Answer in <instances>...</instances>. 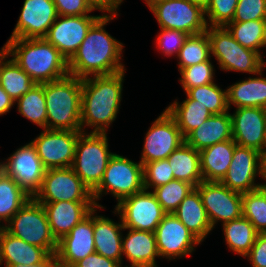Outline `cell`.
Instances as JSON below:
<instances>
[{"label":"cell","instance_id":"51","mask_svg":"<svg viewBox=\"0 0 266 267\" xmlns=\"http://www.w3.org/2000/svg\"><path fill=\"white\" fill-rule=\"evenodd\" d=\"M5 267H59L56 254L49 255L43 262L34 265H5Z\"/></svg>","mask_w":266,"mask_h":267},{"label":"cell","instance_id":"16","mask_svg":"<svg viewBox=\"0 0 266 267\" xmlns=\"http://www.w3.org/2000/svg\"><path fill=\"white\" fill-rule=\"evenodd\" d=\"M101 16L102 15H58L44 38L57 48L61 55L69 61L80 47V44L85 39L91 26Z\"/></svg>","mask_w":266,"mask_h":267},{"label":"cell","instance_id":"22","mask_svg":"<svg viewBox=\"0 0 266 267\" xmlns=\"http://www.w3.org/2000/svg\"><path fill=\"white\" fill-rule=\"evenodd\" d=\"M41 204L46 211L51 232L57 241L67 235L96 207L94 201H58Z\"/></svg>","mask_w":266,"mask_h":267},{"label":"cell","instance_id":"42","mask_svg":"<svg viewBox=\"0 0 266 267\" xmlns=\"http://www.w3.org/2000/svg\"><path fill=\"white\" fill-rule=\"evenodd\" d=\"M167 159L156 160L143 165L144 189L157 188L174 179Z\"/></svg>","mask_w":266,"mask_h":267},{"label":"cell","instance_id":"48","mask_svg":"<svg viewBox=\"0 0 266 267\" xmlns=\"http://www.w3.org/2000/svg\"><path fill=\"white\" fill-rule=\"evenodd\" d=\"M72 267H122V265L95 252L79 260Z\"/></svg>","mask_w":266,"mask_h":267},{"label":"cell","instance_id":"19","mask_svg":"<svg viewBox=\"0 0 266 267\" xmlns=\"http://www.w3.org/2000/svg\"><path fill=\"white\" fill-rule=\"evenodd\" d=\"M232 139L266 156V108H236L231 114Z\"/></svg>","mask_w":266,"mask_h":267},{"label":"cell","instance_id":"13","mask_svg":"<svg viewBox=\"0 0 266 267\" xmlns=\"http://www.w3.org/2000/svg\"><path fill=\"white\" fill-rule=\"evenodd\" d=\"M43 130L31 141L43 166L46 169L71 167L82 131Z\"/></svg>","mask_w":266,"mask_h":267},{"label":"cell","instance_id":"15","mask_svg":"<svg viewBox=\"0 0 266 267\" xmlns=\"http://www.w3.org/2000/svg\"><path fill=\"white\" fill-rule=\"evenodd\" d=\"M195 188L201 195L212 228L218 221L226 223L243 216L241 193L216 181H202Z\"/></svg>","mask_w":266,"mask_h":267},{"label":"cell","instance_id":"2","mask_svg":"<svg viewBox=\"0 0 266 267\" xmlns=\"http://www.w3.org/2000/svg\"><path fill=\"white\" fill-rule=\"evenodd\" d=\"M125 70L82 79L81 130L93 127L91 133H106L119 113Z\"/></svg>","mask_w":266,"mask_h":267},{"label":"cell","instance_id":"7","mask_svg":"<svg viewBox=\"0 0 266 267\" xmlns=\"http://www.w3.org/2000/svg\"><path fill=\"white\" fill-rule=\"evenodd\" d=\"M210 50L222 70L257 75L266 63L258 52L243 47L223 27H207Z\"/></svg>","mask_w":266,"mask_h":267},{"label":"cell","instance_id":"12","mask_svg":"<svg viewBox=\"0 0 266 267\" xmlns=\"http://www.w3.org/2000/svg\"><path fill=\"white\" fill-rule=\"evenodd\" d=\"M6 162H0V169L31 197L39 192L46 168L43 166L32 142L18 148Z\"/></svg>","mask_w":266,"mask_h":267},{"label":"cell","instance_id":"43","mask_svg":"<svg viewBox=\"0 0 266 267\" xmlns=\"http://www.w3.org/2000/svg\"><path fill=\"white\" fill-rule=\"evenodd\" d=\"M238 0H211L205 11L208 27H223L233 20Z\"/></svg>","mask_w":266,"mask_h":267},{"label":"cell","instance_id":"5","mask_svg":"<svg viewBox=\"0 0 266 267\" xmlns=\"http://www.w3.org/2000/svg\"><path fill=\"white\" fill-rule=\"evenodd\" d=\"M106 133H81L76 144L72 170L93 192L101 183L109 159L115 154L109 152Z\"/></svg>","mask_w":266,"mask_h":267},{"label":"cell","instance_id":"10","mask_svg":"<svg viewBox=\"0 0 266 267\" xmlns=\"http://www.w3.org/2000/svg\"><path fill=\"white\" fill-rule=\"evenodd\" d=\"M34 199L39 203L94 201L91 190L71 167L46 169L42 186Z\"/></svg>","mask_w":266,"mask_h":267},{"label":"cell","instance_id":"44","mask_svg":"<svg viewBox=\"0 0 266 267\" xmlns=\"http://www.w3.org/2000/svg\"><path fill=\"white\" fill-rule=\"evenodd\" d=\"M266 18V0H238L231 22L264 20Z\"/></svg>","mask_w":266,"mask_h":267},{"label":"cell","instance_id":"39","mask_svg":"<svg viewBox=\"0 0 266 267\" xmlns=\"http://www.w3.org/2000/svg\"><path fill=\"white\" fill-rule=\"evenodd\" d=\"M232 37L243 47L258 52L261 56L263 20H249L246 22H229L224 26Z\"/></svg>","mask_w":266,"mask_h":267},{"label":"cell","instance_id":"18","mask_svg":"<svg viewBox=\"0 0 266 267\" xmlns=\"http://www.w3.org/2000/svg\"><path fill=\"white\" fill-rule=\"evenodd\" d=\"M263 157L257 150L236 145L229 169L220 182L241 194L258 189L260 184L255 179L261 176Z\"/></svg>","mask_w":266,"mask_h":267},{"label":"cell","instance_id":"32","mask_svg":"<svg viewBox=\"0 0 266 267\" xmlns=\"http://www.w3.org/2000/svg\"><path fill=\"white\" fill-rule=\"evenodd\" d=\"M166 110L175 119L184 138L212 115L205 106L196 103L188 95L181 104L176 100Z\"/></svg>","mask_w":266,"mask_h":267},{"label":"cell","instance_id":"21","mask_svg":"<svg viewBox=\"0 0 266 267\" xmlns=\"http://www.w3.org/2000/svg\"><path fill=\"white\" fill-rule=\"evenodd\" d=\"M93 209L72 230L58 241L56 257L59 267H72L95 253Z\"/></svg>","mask_w":266,"mask_h":267},{"label":"cell","instance_id":"37","mask_svg":"<svg viewBox=\"0 0 266 267\" xmlns=\"http://www.w3.org/2000/svg\"><path fill=\"white\" fill-rule=\"evenodd\" d=\"M192 100L206 107L213 114L228 112L227 90H222L217 84L206 85L188 89L186 92Z\"/></svg>","mask_w":266,"mask_h":267},{"label":"cell","instance_id":"11","mask_svg":"<svg viewBox=\"0 0 266 267\" xmlns=\"http://www.w3.org/2000/svg\"><path fill=\"white\" fill-rule=\"evenodd\" d=\"M160 28L174 29L188 35L207 30L205 11L189 0H164L150 8Z\"/></svg>","mask_w":266,"mask_h":267},{"label":"cell","instance_id":"36","mask_svg":"<svg viewBox=\"0 0 266 267\" xmlns=\"http://www.w3.org/2000/svg\"><path fill=\"white\" fill-rule=\"evenodd\" d=\"M179 71L191 65L207 61L211 57L210 39L206 31L188 35L177 55Z\"/></svg>","mask_w":266,"mask_h":267},{"label":"cell","instance_id":"45","mask_svg":"<svg viewBox=\"0 0 266 267\" xmlns=\"http://www.w3.org/2000/svg\"><path fill=\"white\" fill-rule=\"evenodd\" d=\"M187 37L188 34L184 32L161 28L155 43L165 56L178 55Z\"/></svg>","mask_w":266,"mask_h":267},{"label":"cell","instance_id":"40","mask_svg":"<svg viewBox=\"0 0 266 267\" xmlns=\"http://www.w3.org/2000/svg\"><path fill=\"white\" fill-rule=\"evenodd\" d=\"M195 187L185 181L173 179L165 185L154 188L152 193L161 204L163 211L174 213L179 204Z\"/></svg>","mask_w":266,"mask_h":267},{"label":"cell","instance_id":"25","mask_svg":"<svg viewBox=\"0 0 266 267\" xmlns=\"http://www.w3.org/2000/svg\"><path fill=\"white\" fill-rule=\"evenodd\" d=\"M232 139L231 113L211 115L200 127L185 137V142L201 151L211 145Z\"/></svg>","mask_w":266,"mask_h":267},{"label":"cell","instance_id":"46","mask_svg":"<svg viewBox=\"0 0 266 267\" xmlns=\"http://www.w3.org/2000/svg\"><path fill=\"white\" fill-rule=\"evenodd\" d=\"M58 15L82 16L92 13L94 9L86 0H53Z\"/></svg>","mask_w":266,"mask_h":267},{"label":"cell","instance_id":"53","mask_svg":"<svg viewBox=\"0 0 266 267\" xmlns=\"http://www.w3.org/2000/svg\"><path fill=\"white\" fill-rule=\"evenodd\" d=\"M261 177L266 180V156L262 159ZM260 186L266 189V183L260 184Z\"/></svg>","mask_w":266,"mask_h":267},{"label":"cell","instance_id":"52","mask_svg":"<svg viewBox=\"0 0 266 267\" xmlns=\"http://www.w3.org/2000/svg\"><path fill=\"white\" fill-rule=\"evenodd\" d=\"M189 1L192 2L194 5L200 7L204 11H206L211 2V0H189Z\"/></svg>","mask_w":266,"mask_h":267},{"label":"cell","instance_id":"55","mask_svg":"<svg viewBox=\"0 0 266 267\" xmlns=\"http://www.w3.org/2000/svg\"><path fill=\"white\" fill-rule=\"evenodd\" d=\"M164 0H145L147 6L149 7V9L151 7H153L155 4L159 3V2H162Z\"/></svg>","mask_w":266,"mask_h":267},{"label":"cell","instance_id":"35","mask_svg":"<svg viewBox=\"0 0 266 267\" xmlns=\"http://www.w3.org/2000/svg\"><path fill=\"white\" fill-rule=\"evenodd\" d=\"M17 110L25 118L39 127L47 129V107L43 83L34 87L17 101Z\"/></svg>","mask_w":266,"mask_h":267},{"label":"cell","instance_id":"3","mask_svg":"<svg viewBox=\"0 0 266 267\" xmlns=\"http://www.w3.org/2000/svg\"><path fill=\"white\" fill-rule=\"evenodd\" d=\"M7 54L36 84L69 75L68 61L45 38H15L7 41Z\"/></svg>","mask_w":266,"mask_h":267},{"label":"cell","instance_id":"6","mask_svg":"<svg viewBox=\"0 0 266 267\" xmlns=\"http://www.w3.org/2000/svg\"><path fill=\"white\" fill-rule=\"evenodd\" d=\"M4 229L25 242L56 254L58 241L53 236L46 211L41 203L30 198L7 222Z\"/></svg>","mask_w":266,"mask_h":267},{"label":"cell","instance_id":"27","mask_svg":"<svg viewBox=\"0 0 266 267\" xmlns=\"http://www.w3.org/2000/svg\"><path fill=\"white\" fill-rule=\"evenodd\" d=\"M174 215L201 242L213 230L199 191L194 188L179 204Z\"/></svg>","mask_w":266,"mask_h":267},{"label":"cell","instance_id":"31","mask_svg":"<svg viewBox=\"0 0 266 267\" xmlns=\"http://www.w3.org/2000/svg\"><path fill=\"white\" fill-rule=\"evenodd\" d=\"M174 179L182 180L196 187L203 181L200 152L184 142L167 157Z\"/></svg>","mask_w":266,"mask_h":267},{"label":"cell","instance_id":"28","mask_svg":"<svg viewBox=\"0 0 266 267\" xmlns=\"http://www.w3.org/2000/svg\"><path fill=\"white\" fill-rule=\"evenodd\" d=\"M237 144L233 139L216 143L200 151L201 173L203 181L220 182L232 162Z\"/></svg>","mask_w":266,"mask_h":267},{"label":"cell","instance_id":"8","mask_svg":"<svg viewBox=\"0 0 266 267\" xmlns=\"http://www.w3.org/2000/svg\"><path fill=\"white\" fill-rule=\"evenodd\" d=\"M144 189L143 164L114 154L108 161L103 179L92 192L94 203L104 209L97 201L101 195L111 192L119 203L123 198L138 193Z\"/></svg>","mask_w":266,"mask_h":267},{"label":"cell","instance_id":"33","mask_svg":"<svg viewBox=\"0 0 266 267\" xmlns=\"http://www.w3.org/2000/svg\"><path fill=\"white\" fill-rule=\"evenodd\" d=\"M226 244L236 254L245 257L255 243L258 232L245 217L222 224Z\"/></svg>","mask_w":266,"mask_h":267},{"label":"cell","instance_id":"41","mask_svg":"<svg viewBox=\"0 0 266 267\" xmlns=\"http://www.w3.org/2000/svg\"><path fill=\"white\" fill-rule=\"evenodd\" d=\"M211 57L202 63L182 68L180 83L186 92L190 88L206 85L214 82V65L210 62Z\"/></svg>","mask_w":266,"mask_h":267},{"label":"cell","instance_id":"47","mask_svg":"<svg viewBox=\"0 0 266 267\" xmlns=\"http://www.w3.org/2000/svg\"><path fill=\"white\" fill-rule=\"evenodd\" d=\"M248 257L253 267H266V233H258Z\"/></svg>","mask_w":266,"mask_h":267},{"label":"cell","instance_id":"38","mask_svg":"<svg viewBox=\"0 0 266 267\" xmlns=\"http://www.w3.org/2000/svg\"><path fill=\"white\" fill-rule=\"evenodd\" d=\"M242 212L258 233H266V189L259 186L242 194Z\"/></svg>","mask_w":266,"mask_h":267},{"label":"cell","instance_id":"4","mask_svg":"<svg viewBox=\"0 0 266 267\" xmlns=\"http://www.w3.org/2000/svg\"><path fill=\"white\" fill-rule=\"evenodd\" d=\"M48 130H81L82 79L68 75L43 83Z\"/></svg>","mask_w":266,"mask_h":267},{"label":"cell","instance_id":"14","mask_svg":"<svg viewBox=\"0 0 266 267\" xmlns=\"http://www.w3.org/2000/svg\"><path fill=\"white\" fill-rule=\"evenodd\" d=\"M140 162L146 163L167 159L172 152L185 142L175 119L164 112L152 123L144 139Z\"/></svg>","mask_w":266,"mask_h":267},{"label":"cell","instance_id":"29","mask_svg":"<svg viewBox=\"0 0 266 267\" xmlns=\"http://www.w3.org/2000/svg\"><path fill=\"white\" fill-rule=\"evenodd\" d=\"M262 71L263 69L257 73L260 77H249L226 89L229 110L231 104L235 105L236 108H266V77H262Z\"/></svg>","mask_w":266,"mask_h":267},{"label":"cell","instance_id":"54","mask_svg":"<svg viewBox=\"0 0 266 267\" xmlns=\"http://www.w3.org/2000/svg\"><path fill=\"white\" fill-rule=\"evenodd\" d=\"M262 47H266V18L263 20Z\"/></svg>","mask_w":266,"mask_h":267},{"label":"cell","instance_id":"24","mask_svg":"<svg viewBox=\"0 0 266 267\" xmlns=\"http://www.w3.org/2000/svg\"><path fill=\"white\" fill-rule=\"evenodd\" d=\"M122 238V255L131 263L130 267H158L155 258L160 257L154 232L128 229Z\"/></svg>","mask_w":266,"mask_h":267},{"label":"cell","instance_id":"30","mask_svg":"<svg viewBox=\"0 0 266 267\" xmlns=\"http://www.w3.org/2000/svg\"><path fill=\"white\" fill-rule=\"evenodd\" d=\"M6 50L7 42L0 50V86L16 103L36 83L12 58L6 59L9 57Z\"/></svg>","mask_w":266,"mask_h":267},{"label":"cell","instance_id":"1","mask_svg":"<svg viewBox=\"0 0 266 267\" xmlns=\"http://www.w3.org/2000/svg\"><path fill=\"white\" fill-rule=\"evenodd\" d=\"M116 16L117 13H104L91 26L80 47L68 61L69 75L83 79L90 75H112L125 70L120 62L124 45L104 29Z\"/></svg>","mask_w":266,"mask_h":267},{"label":"cell","instance_id":"17","mask_svg":"<svg viewBox=\"0 0 266 267\" xmlns=\"http://www.w3.org/2000/svg\"><path fill=\"white\" fill-rule=\"evenodd\" d=\"M154 233L159 256L169 260L190 256L201 244L174 213L165 214Z\"/></svg>","mask_w":266,"mask_h":267},{"label":"cell","instance_id":"23","mask_svg":"<svg viewBox=\"0 0 266 267\" xmlns=\"http://www.w3.org/2000/svg\"><path fill=\"white\" fill-rule=\"evenodd\" d=\"M99 207L93 208V230L95 251L106 258L122 264V230H125L121 216V222L116 223L108 217L95 214ZM94 214L96 216H94Z\"/></svg>","mask_w":266,"mask_h":267},{"label":"cell","instance_id":"56","mask_svg":"<svg viewBox=\"0 0 266 267\" xmlns=\"http://www.w3.org/2000/svg\"><path fill=\"white\" fill-rule=\"evenodd\" d=\"M1 223V222H0ZM3 229H4V226L3 225H0V234H1V232L3 231Z\"/></svg>","mask_w":266,"mask_h":267},{"label":"cell","instance_id":"34","mask_svg":"<svg viewBox=\"0 0 266 267\" xmlns=\"http://www.w3.org/2000/svg\"><path fill=\"white\" fill-rule=\"evenodd\" d=\"M31 197L0 169V222H8Z\"/></svg>","mask_w":266,"mask_h":267},{"label":"cell","instance_id":"49","mask_svg":"<svg viewBox=\"0 0 266 267\" xmlns=\"http://www.w3.org/2000/svg\"><path fill=\"white\" fill-rule=\"evenodd\" d=\"M94 10L108 12L109 14L118 13L117 9L123 0H86Z\"/></svg>","mask_w":266,"mask_h":267},{"label":"cell","instance_id":"9","mask_svg":"<svg viewBox=\"0 0 266 267\" xmlns=\"http://www.w3.org/2000/svg\"><path fill=\"white\" fill-rule=\"evenodd\" d=\"M125 229L155 232L166 214L155 195L146 189L123 198L115 206Z\"/></svg>","mask_w":266,"mask_h":267},{"label":"cell","instance_id":"50","mask_svg":"<svg viewBox=\"0 0 266 267\" xmlns=\"http://www.w3.org/2000/svg\"><path fill=\"white\" fill-rule=\"evenodd\" d=\"M14 101L0 86V115H3L13 107Z\"/></svg>","mask_w":266,"mask_h":267},{"label":"cell","instance_id":"26","mask_svg":"<svg viewBox=\"0 0 266 267\" xmlns=\"http://www.w3.org/2000/svg\"><path fill=\"white\" fill-rule=\"evenodd\" d=\"M49 255L44 248L28 244L5 229L0 234V257L5 265L39 264Z\"/></svg>","mask_w":266,"mask_h":267},{"label":"cell","instance_id":"20","mask_svg":"<svg viewBox=\"0 0 266 267\" xmlns=\"http://www.w3.org/2000/svg\"><path fill=\"white\" fill-rule=\"evenodd\" d=\"M57 17L53 0H24L21 14L9 39L44 38Z\"/></svg>","mask_w":266,"mask_h":267}]
</instances>
